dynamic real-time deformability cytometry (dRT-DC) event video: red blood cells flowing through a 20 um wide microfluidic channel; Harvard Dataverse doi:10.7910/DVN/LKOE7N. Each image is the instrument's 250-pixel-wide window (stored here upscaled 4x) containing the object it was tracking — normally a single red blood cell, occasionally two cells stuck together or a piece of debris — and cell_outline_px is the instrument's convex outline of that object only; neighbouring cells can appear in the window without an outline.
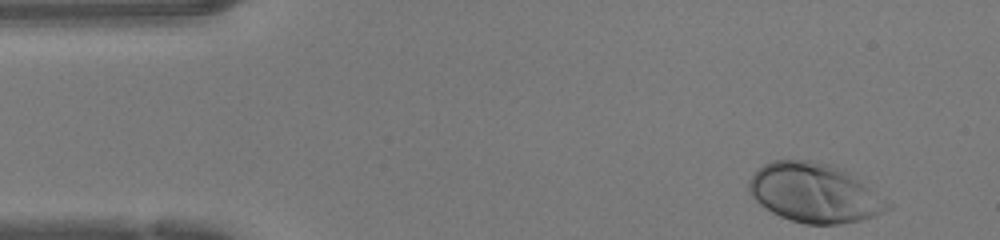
{"species": "human", "species_latin": "Homo sapiens", "temperature_condition": "warm", "stored_images_in_passage": 36, "camera_frame_rate_fps": 3000, "um_per_image_px": 0.085, "donor": {"sex": "female"}, "frame": {"image": 1, "passage_image": 1, "time_ms": 0.0, "image_size_px": [1000, 240], "cell_outline_px": [[892, 208], [872, 216], [860, 220], [840, 224], [804, 224], [780, 216], [772, 212], [760, 204], [748, 192], [748, 180], [764, 164], [772, 160], [812, 160], [832, 164], [844, 168], [892, 204]], "centroid_in_image_um": [69.23, 16.38], "position_along_channel_um": 15.8, "area_um2": 47.8}}
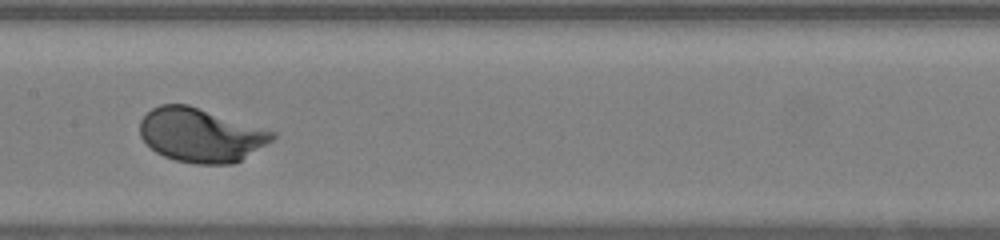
{"frame": {"image": 2, "passage_image": 20, "time_ms": 6.333, "image_size_px": [1000, 240], "cell_outline_px": [[276, 136], [272, 140], [240, 160], [232, 164], [196, 164], [176, 160], [164, 156], [156, 152], [140, 136], [140, 120], [152, 108], [160, 104], [188, 104], [276, 132]], "centroid_in_image_um": [17.05, 11.47], "position_along_channel_um": 190.4, "area_um2": 41.27}}
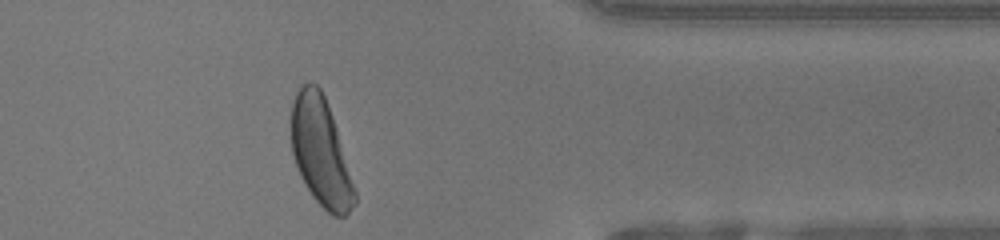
{"frame": {"image": 3, "passage_image": 35, "time_ms": 11.333, "image_size_px": [1000, 240], "cell_outline_px": [[356, 204], [344, 216], [332, 216], [312, 196], [304, 184], [300, 176], [292, 152], [292, 104], [296, 92], [308, 80], [316, 84], [320, 88], [328, 104], [336, 128], [356, 192]], "centroid_in_image_um": [27.26, 12.92], "position_along_channel_um": 384.1, "area_um2": 39.48}, "authors_computed_cell_mechanics": {"area_um2": 41.0958, "velocity_mm_per_s": 4.2395, "shape_relaxation_time_tau1_ms": 1.7074, "shape_relaxation_time_tau2_ms": null, "deformation_change_tau1": 0.1408, "deformation_change_tau2": null}}